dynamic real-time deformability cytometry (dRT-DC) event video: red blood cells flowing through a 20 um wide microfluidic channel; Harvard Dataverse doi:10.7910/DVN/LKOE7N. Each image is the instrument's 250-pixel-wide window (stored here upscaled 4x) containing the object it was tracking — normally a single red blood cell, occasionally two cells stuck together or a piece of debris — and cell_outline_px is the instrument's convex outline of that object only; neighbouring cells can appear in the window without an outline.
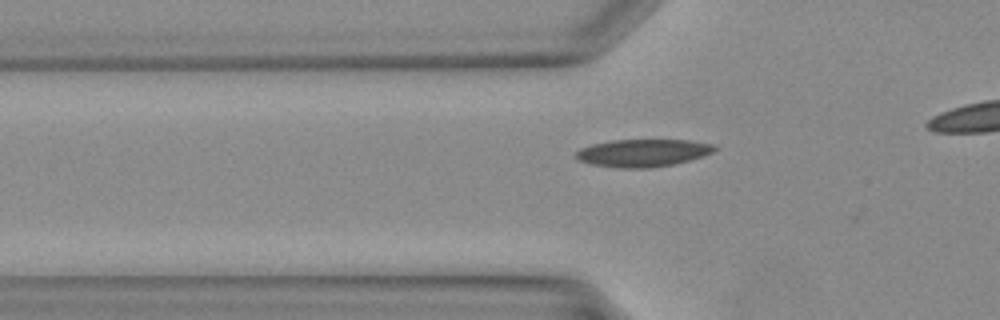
{"species": "Egyptian fruit bat (a non-hibernating species)", "species_latin": "Rousettus aegyptiacus", "temperature_condition": "warm", "stored_images_in_passage": 27, "camera_frame_rate_fps": 3000, "um_per_image_px": 0.085, "animal": {"sex": "female"}, "frame": {"image": 1, "passage_image": 8, "time_ms": 2.333, "image_size_px": [1000, 320], "cell_outline_px": [[720, 148], [704, 156], [672, 164], [652, 168], [620, 168], [592, 164], [580, 160], [572, 156], [580, 148], [592, 144], [612, 140], [688, 140], [712, 144]], "centroid_in_image_um": [54.64, 12.99], "position_along_channel_um": 71.2, "area_um2": 22.25}}
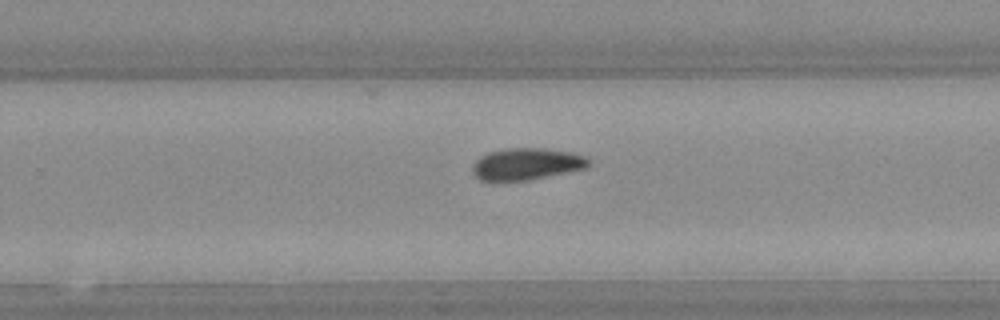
{"frame": {"image": 2, "passage_image": 20, "time_ms": 6.333, "image_size_px": [1000, 320], "cell_outline_px": [[592, 164], [588, 168], [528, 180], [480, 180], [472, 172], [472, 168], [476, 160], [480, 156], [488, 152], [508, 148], [544, 148], [572, 152], [584, 156]], "centroid_in_image_um": [44.79, 13.93], "position_along_channel_um": 285.0, "area_um2": 21.5}}